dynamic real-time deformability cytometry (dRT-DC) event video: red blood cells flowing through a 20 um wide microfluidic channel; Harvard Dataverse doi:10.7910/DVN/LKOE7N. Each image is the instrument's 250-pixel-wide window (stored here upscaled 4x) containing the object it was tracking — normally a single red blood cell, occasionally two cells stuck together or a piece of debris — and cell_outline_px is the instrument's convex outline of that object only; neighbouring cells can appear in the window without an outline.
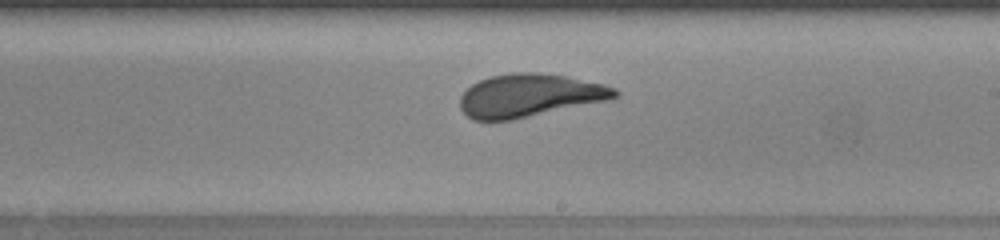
{"species": "human", "species_latin": "Homo sapiens", "temperature_condition": "warm", "stored_images_in_passage": 29, "camera_frame_rate_fps": 3000, "um_per_image_px": 0.085, "donor": {"sex": "female"}, "frame": {"image": 1, "passage_image": 17, "time_ms": 5.333, "image_size_px": [1000, 240], "cell_outline_px": [[620, 96], [608, 100], [512, 120], [472, 120], [460, 108], [460, 96], [472, 84], [488, 76], [512, 72], [536, 72], [564, 76], [604, 84], [616, 88], [620, 92]], "centroid_in_image_um": [45.01, 8.11], "position_along_channel_um": 244.0, "area_um2": 38.84}}